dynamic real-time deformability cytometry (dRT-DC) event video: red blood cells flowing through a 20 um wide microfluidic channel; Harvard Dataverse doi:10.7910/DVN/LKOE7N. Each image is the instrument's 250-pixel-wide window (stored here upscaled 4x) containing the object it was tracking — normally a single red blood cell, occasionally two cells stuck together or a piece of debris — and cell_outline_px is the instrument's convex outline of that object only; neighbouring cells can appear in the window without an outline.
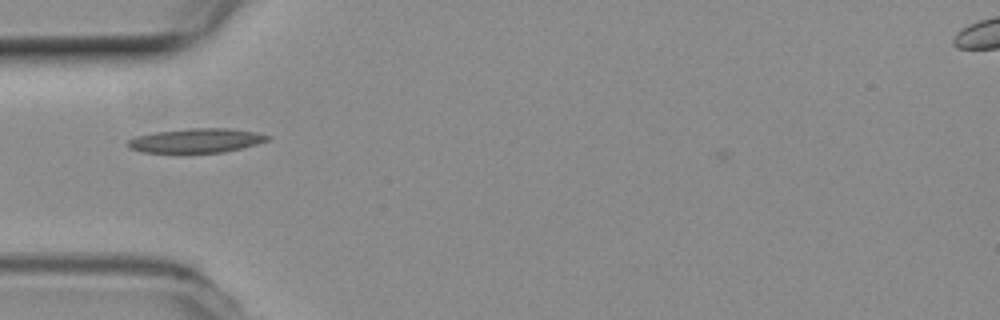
{"species": "common noctule bat (a hibernating species)", "species_latin": "Nyctalus noctula", "temperature_condition": "room temperature", "stored_images_in_passage": 39, "camera_frame_rate_fps": 3000, "um_per_image_px": 0.085, "animal": {"sex": "female", "body_mass_g": 19.3, "forearm_length_mm": 54.1}, "frame": {"image": 1, "passage_image": 2, "time_ms": 0.333, "image_size_px": [1000, 320], "cell_outline_px": [[272, 140], [224, 152], [144, 152], [128, 148], [128, 140], [136, 136], [156, 132], [192, 128], [228, 128], [256, 132], [272, 136]], "centroid_in_image_um": [16.73, 11.94], "position_along_channel_um": 68.3, "area_um2": 19.59}}
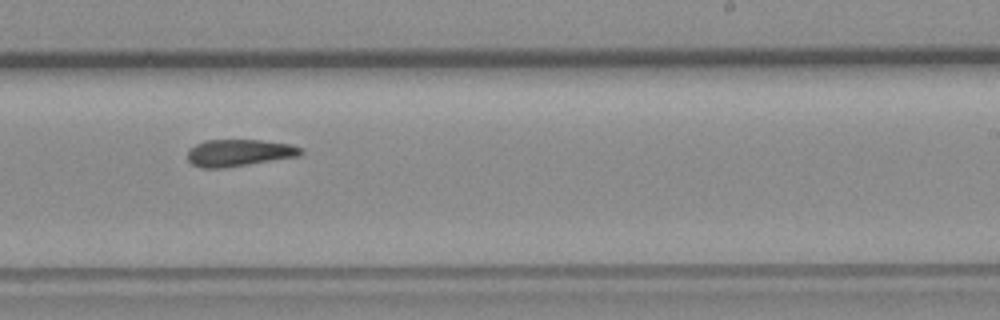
{"frame": {"image": 2, "passage_image": 18, "time_ms": 5.667, "image_size_px": [1000, 320], "cell_outline_px": [[304, 152], [300, 156], [224, 168], [200, 168], [192, 164], [188, 160], [188, 152], [196, 144], [204, 140], [260, 140], [292, 144], [300, 148]], "centroid_in_image_um": [20.33, 12.99], "position_along_channel_um": 268.7, "area_um2": 17.8}}
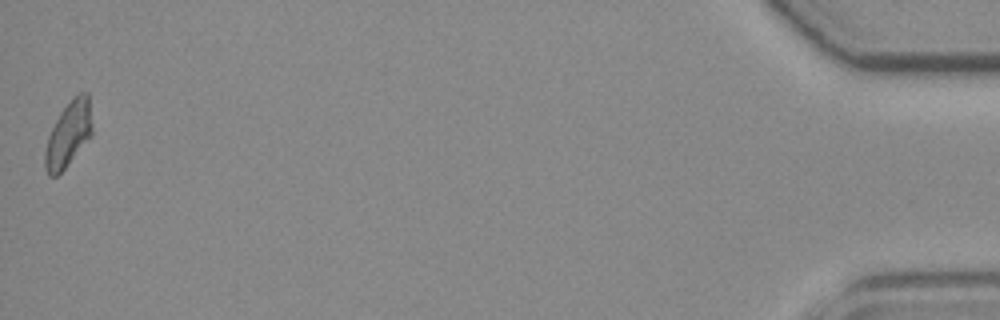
{"frame": {"image": 3, "passage_image": 39, "time_ms": 12.667, "image_size_px": [1000, 320], "cell_outline_px": [[92, 136], [64, 168], [56, 176], [48, 176], [44, 168], [44, 152], [48, 136], [60, 112], [72, 96], [80, 92], [88, 92], [92, 128]], "centroid_in_image_um": [5.81, 11.39], "position_along_channel_um": 429.4, "area_um2": 17.98}, "authors_computed_cell_mechanics": {"area_um2": 17.8602, "velocity_mm_per_s": 3.7583, "shape_relaxation_time_tau1_ms": null, "shape_relaxation_time_tau2_ms": 6.1369, "deformation_change_tau1": null, "deformation_change_tau2": 0.1523}}